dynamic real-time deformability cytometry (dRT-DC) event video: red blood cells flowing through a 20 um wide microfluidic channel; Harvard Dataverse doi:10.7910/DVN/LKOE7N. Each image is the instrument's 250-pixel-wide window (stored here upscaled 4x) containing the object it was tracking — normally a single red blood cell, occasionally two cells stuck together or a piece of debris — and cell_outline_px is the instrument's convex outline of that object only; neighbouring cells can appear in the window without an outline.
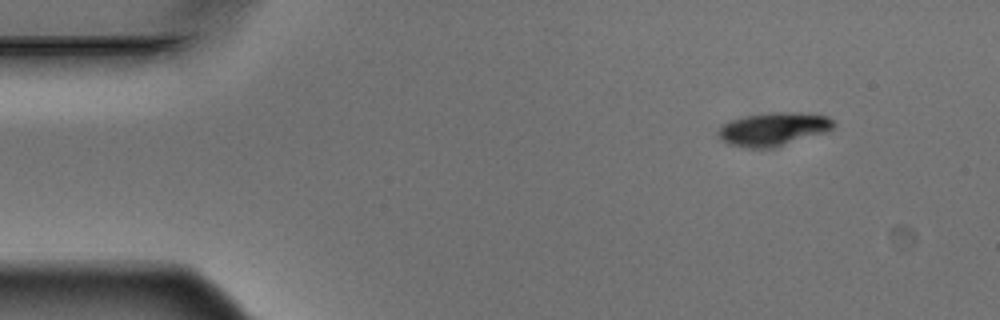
{"species": "Egyptian fruit bat (a non-hibernating species)", "species_latin": "Rousettus aegyptiacus", "temperature_condition": "warm", "stored_images_in_passage": 9, "camera_frame_rate_fps": 3000, "um_per_image_px": 0.085, "animal": {"sex": "male"}, "frame": {"image": 1, "passage_image": 1, "time_ms": 0.0, "image_size_px": [1000, 320], "cell_outline_px": [[836, 124], [832, 128], [824, 132], [772, 148], [740, 148], [728, 144], [720, 140], [716, 132], [720, 124], [744, 116], [768, 112], [796, 112], [828, 116]], "centroid_in_image_um": [65.64, 10.97], "position_along_channel_um": 19.4, "area_um2": 22.54}}
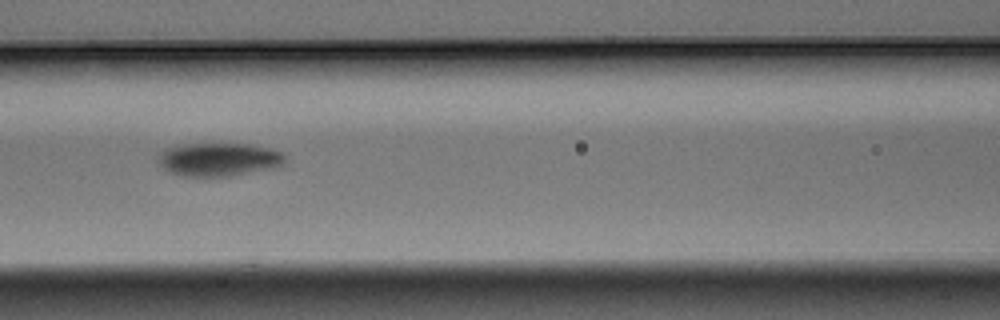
{"frame": {"image": 2, "passage_image": 6, "time_ms": 1.667, "image_size_px": [1000, 320], "cell_outline_px": [[284, 160], [280, 164], [272, 168], [232, 176], [184, 176], [168, 172], [156, 160], [156, 156], [164, 148], [184, 144], [248, 144], [268, 148], [280, 152], [284, 156]], "centroid_in_image_um": [18.5, 13.55], "position_along_channel_um": 148.1, "area_um2": 24.51}}
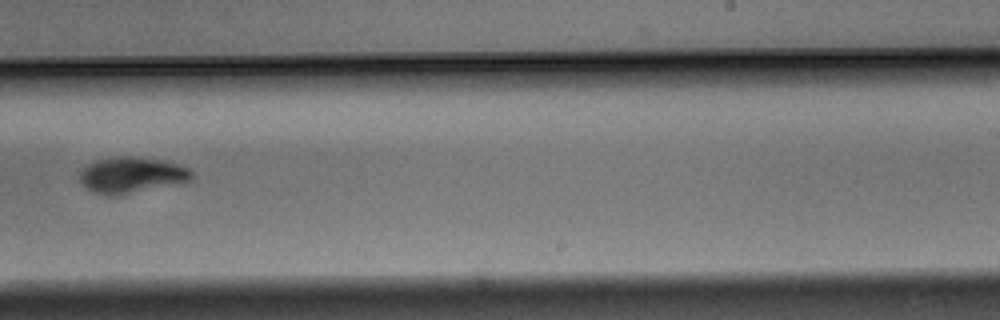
{"frame": {"image": 3, "passage_image": 9, "time_ms": 2.667, "image_size_px": [1000, 320], "cell_outline_px": [[196, 176], [192, 180], [180, 184], [120, 196], [104, 196], [88, 188], [80, 180], [80, 172], [88, 164], [96, 160], [120, 156], [128, 156], [164, 160], [188, 168]], "centroid_in_image_um": [11.25, 14.9], "position_along_channel_um": 277.7, "area_um2": 23.81}}